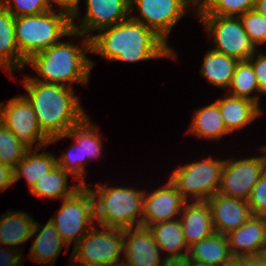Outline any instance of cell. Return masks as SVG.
Returning <instances> with one entry per match:
<instances>
[{
  "mask_svg": "<svg viewBox=\"0 0 266 266\" xmlns=\"http://www.w3.org/2000/svg\"><path fill=\"white\" fill-rule=\"evenodd\" d=\"M90 37L91 53L107 61L136 63L150 59L177 60V51L154 31L130 16Z\"/></svg>",
  "mask_w": 266,
  "mask_h": 266,
  "instance_id": "obj_1",
  "label": "cell"
},
{
  "mask_svg": "<svg viewBox=\"0 0 266 266\" xmlns=\"http://www.w3.org/2000/svg\"><path fill=\"white\" fill-rule=\"evenodd\" d=\"M72 37H79L81 46L70 41H60L35 55L25 65L32 67L37 77L24 76L23 80H37L43 83L59 84L73 88L74 83L88 85L95 63L86 54L91 53L90 38L72 30ZM40 77V78H39Z\"/></svg>",
  "mask_w": 266,
  "mask_h": 266,
  "instance_id": "obj_2",
  "label": "cell"
},
{
  "mask_svg": "<svg viewBox=\"0 0 266 266\" xmlns=\"http://www.w3.org/2000/svg\"><path fill=\"white\" fill-rule=\"evenodd\" d=\"M24 95L36 114L42 131L51 139L64 135L86 115L73 88L43 83L37 80H23Z\"/></svg>",
  "mask_w": 266,
  "mask_h": 266,
  "instance_id": "obj_3",
  "label": "cell"
},
{
  "mask_svg": "<svg viewBox=\"0 0 266 266\" xmlns=\"http://www.w3.org/2000/svg\"><path fill=\"white\" fill-rule=\"evenodd\" d=\"M89 185L94 199L95 222L109 228L129 229L142 226L144 189L97 183Z\"/></svg>",
  "mask_w": 266,
  "mask_h": 266,
  "instance_id": "obj_4",
  "label": "cell"
},
{
  "mask_svg": "<svg viewBox=\"0 0 266 266\" xmlns=\"http://www.w3.org/2000/svg\"><path fill=\"white\" fill-rule=\"evenodd\" d=\"M14 30L17 47L26 61L60 42L62 37H71L72 16L56 8L43 14L19 16L15 18Z\"/></svg>",
  "mask_w": 266,
  "mask_h": 266,
  "instance_id": "obj_5",
  "label": "cell"
},
{
  "mask_svg": "<svg viewBox=\"0 0 266 266\" xmlns=\"http://www.w3.org/2000/svg\"><path fill=\"white\" fill-rule=\"evenodd\" d=\"M86 115L78 124L70 128L66 134L54 136L50 139V144L63 138H73L72 145L57 158V165L64 169L80 186H88L85 181L87 173L85 165L90 160H97L102 157L103 142L102 135L99 133V127L91 122Z\"/></svg>",
  "mask_w": 266,
  "mask_h": 266,
  "instance_id": "obj_6",
  "label": "cell"
},
{
  "mask_svg": "<svg viewBox=\"0 0 266 266\" xmlns=\"http://www.w3.org/2000/svg\"><path fill=\"white\" fill-rule=\"evenodd\" d=\"M224 162L213 156L188 162L175 168L169 180L186 202L207 201L218 192Z\"/></svg>",
  "mask_w": 266,
  "mask_h": 266,
  "instance_id": "obj_7",
  "label": "cell"
},
{
  "mask_svg": "<svg viewBox=\"0 0 266 266\" xmlns=\"http://www.w3.org/2000/svg\"><path fill=\"white\" fill-rule=\"evenodd\" d=\"M123 250L124 229L94 225L73 247L69 266H114L122 263Z\"/></svg>",
  "mask_w": 266,
  "mask_h": 266,
  "instance_id": "obj_8",
  "label": "cell"
},
{
  "mask_svg": "<svg viewBox=\"0 0 266 266\" xmlns=\"http://www.w3.org/2000/svg\"><path fill=\"white\" fill-rule=\"evenodd\" d=\"M50 218L59 235L70 246H74L89 232L95 222L93 195L88 186H80L72 195L65 197Z\"/></svg>",
  "mask_w": 266,
  "mask_h": 266,
  "instance_id": "obj_9",
  "label": "cell"
},
{
  "mask_svg": "<svg viewBox=\"0 0 266 266\" xmlns=\"http://www.w3.org/2000/svg\"><path fill=\"white\" fill-rule=\"evenodd\" d=\"M204 25L215 51L245 61L258 49L251 43L240 17L201 15L198 17ZM212 38V39H211Z\"/></svg>",
  "mask_w": 266,
  "mask_h": 266,
  "instance_id": "obj_10",
  "label": "cell"
},
{
  "mask_svg": "<svg viewBox=\"0 0 266 266\" xmlns=\"http://www.w3.org/2000/svg\"><path fill=\"white\" fill-rule=\"evenodd\" d=\"M0 113L1 123L10 129L18 142L28 150H33L34 146L37 149L50 145V138L40 128L36 114L24 95H17L7 103L0 102Z\"/></svg>",
  "mask_w": 266,
  "mask_h": 266,
  "instance_id": "obj_11",
  "label": "cell"
},
{
  "mask_svg": "<svg viewBox=\"0 0 266 266\" xmlns=\"http://www.w3.org/2000/svg\"><path fill=\"white\" fill-rule=\"evenodd\" d=\"M259 156L233 159L226 158L217 193L248 201L253 186L266 170V153Z\"/></svg>",
  "mask_w": 266,
  "mask_h": 266,
  "instance_id": "obj_12",
  "label": "cell"
},
{
  "mask_svg": "<svg viewBox=\"0 0 266 266\" xmlns=\"http://www.w3.org/2000/svg\"><path fill=\"white\" fill-rule=\"evenodd\" d=\"M129 8L132 19L154 31L168 45L170 32L189 13L180 0H130Z\"/></svg>",
  "mask_w": 266,
  "mask_h": 266,
  "instance_id": "obj_13",
  "label": "cell"
},
{
  "mask_svg": "<svg viewBox=\"0 0 266 266\" xmlns=\"http://www.w3.org/2000/svg\"><path fill=\"white\" fill-rule=\"evenodd\" d=\"M129 2L130 0H85L86 13L83 17L80 11L72 15V28L90 38L93 32L126 20L130 16ZM75 22L81 24L77 25Z\"/></svg>",
  "mask_w": 266,
  "mask_h": 266,
  "instance_id": "obj_14",
  "label": "cell"
},
{
  "mask_svg": "<svg viewBox=\"0 0 266 266\" xmlns=\"http://www.w3.org/2000/svg\"><path fill=\"white\" fill-rule=\"evenodd\" d=\"M162 254L149 228L138 226L124 229L123 264L166 266L169 262Z\"/></svg>",
  "mask_w": 266,
  "mask_h": 266,
  "instance_id": "obj_15",
  "label": "cell"
},
{
  "mask_svg": "<svg viewBox=\"0 0 266 266\" xmlns=\"http://www.w3.org/2000/svg\"><path fill=\"white\" fill-rule=\"evenodd\" d=\"M150 192L145 190L144 194L143 227L148 228L159 222L179 218L186 201L169 179L167 183Z\"/></svg>",
  "mask_w": 266,
  "mask_h": 266,
  "instance_id": "obj_16",
  "label": "cell"
},
{
  "mask_svg": "<svg viewBox=\"0 0 266 266\" xmlns=\"http://www.w3.org/2000/svg\"><path fill=\"white\" fill-rule=\"evenodd\" d=\"M207 202L211 208L216 233L229 234L245 224L252 216L248 201L216 193Z\"/></svg>",
  "mask_w": 266,
  "mask_h": 266,
  "instance_id": "obj_17",
  "label": "cell"
},
{
  "mask_svg": "<svg viewBox=\"0 0 266 266\" xmlns=\"http://www.w3.org/2000/svg\"><path fill=\"white\" fill-rule=\"evenodd\" d=\"M230 251L234 258L256 256L266 244V216H254L227 234Z\"/></svg>",
  "mask_w": 266,
  "mask_h": 266,
  "instance_id": "obj_18",
  "label": "cell"
},
{
  "mask_svg": "<svg viewBox=\"0 0 266 266\" xmlns=\"http://www.w3.org/2000/svg\"><path fill=\"white\" fill-rule=\"evenodd\" d=\"M35 237L31 244L28 259L44 266L53 265L57 260L63 247L68 252L69 245L59 235L54 224L47 221L42 225L35 221L32 238Z\"/></svg>",
  "mask_w": 266,
  "mask_h": 266,
  "instance_id": "obj_19",
  "label": "cell"
},
{
  "mask_svg": "<svg viewBox=\"0 0 266 266\" xmlns=\"http://www.w3.org/2000/svg\"><path fill=\"white\" fill-rule=\"evenodd\" d=\"M188 247L212 235L211 208L207 201L186 202L179 215Z\"/></svg>",
  "mask_w": 266,
  "mask_h": 266,
  "instance_id": "obj_20",
  "label": "cell"
},
{
  "mask_svg": "<svg viewBox=\"0 0 266 266\" xmlns=\"http://www.w3.org/2000/svg\"><path fill=\"white\" fill-rule=\"evenodd\" d=\"M148 228L168 262H184L187 259L189 247L179 218L159 222Z\"/></svg>",
  "mask_w": 266,
  "mask_h": 266,
  "instance_id": "obj_21",
  "label": "cell"
},
{
  "mask_svg": "<svg viewBox=\"0 0 266 266\" xmlns=\"http://www.w3.org/2000/svg\"><path fill=\"white\" fill-rule=\"evenodd\" d=\"M15 17L0 5V69L15 80L14 71L23 73L25 61L19 52L14 30Z\"/></svg>",
  "mask_w": 266,
  "mask_h": 266,
  "instance_id": "obj_22",
  "label": "cell"
},
{
  "mask_svg": "<svg viewBox=\"0 0 266 266\" xmlns=\"http://www.w3.org/2000/svg\"><path fill=\"white\" fill-rule=\"evenodd\" d=\"M233 259L227 235L214 232L190 246L186 260L209 266H230Z\"/></svg>",
  "mask_w": 266,
  "mask_h": 266,
  "instance_id": "obj_23",
  "label": "cell"
},
{
  "mask_svg": "<svg viewBox=\"0 0 266 266\" xmlns=\"http://www.w3.org/2000/svg\"><path fill=\"white\" fill-rule=\"evenodd\" d=\"M227 131L231 134L252 124L262 115V109L256 103L227 94L216 99Z\"/></svg>",
  "mask_w": 266,
  "mask_h": 266,
  "instance_id": "obj_24",
  "label": "cell"
},
{
  "mask_svg": "<svg viewBox=\"0 0 266 266\" xmlns=\"http://www.w3.org/2000/svg\"><path fill=\"white\" fill-rule=\"evenodd\" d=\"M186 133L195 135L202 140H221L223 136L229 135L222 115L216 101L195 109L190 126Z\"/></svg>",
  "mask_w": 266,
  "mask_h": 266,
  "instance_id": "obj_25",
  "label": "cell"
},
{
  "mask_svg": "<svg viewBox=\"0 0 266 266\" xmlns=\"http://www.w3.org/2000/svg\"><path fill=\"white\" fill-rule=\"evenodd\" d=\"M35 219L23 211H9L0 217V245L12 246L15 250L22 251L16 247L25 243L32 237ZM14 246V247H13ZM18 248V249H17Z\"/></svg>",
  "mask_w": 266,
  "mask_h": 266,
  "instance_id": "obj_26",
  "label": "cell"
},
{
  "mask_svg": "<svg viewBox=\"0 0 266 266\" xmlns=\"http://www.w3.org/2000/svg\"><path fill=\"white\" fill-rule=\"evenodd\" d=\"M238 62L236 58L211 48L205 53L199 72L209 85L227 90Z\"/></svg>",
  "mask_w": 266,
  "mask_h": 266,
  "instance_id": "obj_27",
  "label": "cell"
},
{
  "mask_svg": "<svg viewBox=\"0 0 266 266\" xmlns=\"http://www.w3.org/2000/svg\"><path fill=\"white\" fill-rule=\"evenodd\" d=\"M41 149L42 147L28 150L24 158L19 161L14 168V183L23 177L30 189L57 165V157L48 151L39 153Z\"/></svg>",
  "mask_w": 266,
  "mask_h": 266,
  "instance_id": "obj_28",
  "label": "cell"
},
{
  "mask_svg": "<svg viewBox=\"0 0 266 266\" xmlns=\"http://www.w3.org/2000/svg\"><path fill=\"white\" fill-rule=\"evenodd\" d=\"M68 177L70 178V175L60 166L56 165L48 175L34 183L28 189V192H30L31 196L39 198L63 200L80 188L79 183L68 187Z\"/></svg>",
  "mask_w": 266,
  "mask_h": 266,
  "instance_id": "obj_29",
  "label": "cell"
},
{
  "mask_svg": "<svg viewBox=\"0 0 266 266\" xmlns=\"http://www.w3.org/2000/svg\"><path fill=\"white\" fill-rule=\"evenodd\" d=\"M227 92L229 95L248 99L260 107V97L265 94L260 90L254 69L248 60L237 63Z\"/></svg>",
  "mask_w": 266,
  "mask_h": 266,
  "instance_id": "obj_30",
  "label": "cell"
},
{
  "mask_svg": "<svg viewBox=\"0 0 266 266\" xmlns=\"http://www.w3.org/2000/svg\"><path fill=\"white\" fill-rule=\"evenodd\" d=\"M27 151L28 149L18 142L14 133L1 123L0 163L14 169L19 161L24 158Z\"/></svg>",
  "mask_w": 266,
  "mask_h": 266,
  "instance_id": "obj_31",
  "label": "cell"
},
{
  "mask_svg": "<svg viewBox=\"0 0 266 266\" xmlns=\"http://www.w3.org/2000/svg\"><path fill=\"white\" fill-rule=\"evenodd\" d=\"M243 28L256 49L266 43V17L251 9L239 16ZM258 47V48H257Z\"/></svg>",
  "mask_w": 266,
  "mask_h": 266,
  "instance_id": "obj_32",
  "label": "cell"
},
{
  "mask_svg": "<svg viewBox=\"0 0 266 266\" xmlns=\"http://www.w3.org/2000/svg\"><path fill=\"white\" fill-rule=\"evenodd\" d=\"M255 0H212L203 15L235 16L239 17L253 9Z\"/></svg>",
  "mask_w": 266,
  "mask_h": 266,
  "instance_id": "obj_33",
  "label": "cell"
},
{
  "mask_svg": "<svg viewBox=\"0 0 266 266\" xmlns=\"http://www.w3.org/2000/svg\"><path fill=\"white\" fill-rule=\"evenodd\" d=\"M1 6L8 10L15 18L43 14L52 9L47 0H1Z\"/></svg>",
  "mask_w": 266,
  "mask_h": 266,
  "instance_id": "obj_34",
  "label": "cell"
},
{
  "mask_svg": "<svg viewBox=\"0 0 266 266\" xmlns=\"http://www.w3.org/2000/svg\"><path fill=\"white\" fill-rule=\"evenodd\" d=\"M248 205L252 215L266 216V170L253 186Z\"/></svg>",
  "mask_w": 266,
  "mask_h": 266,
  "instance_id": "obj_35",
  "label": "cell"
},
{
  "mask_svg": "<svg viewBox=\"0 0 266 266\" xmlns=\"http://www.w3.org/2000/svg\"><path fill=\"white\" fill-rule=\"evenodd\" d=\"M247 60L252 64L258 86L266 96V53L258 49Z\"/></svg>",
  "mask_w": 266,
  "mask_h": 266,
  "instance_id": "obj_36",
  "label": "cell"
},
{
  "mask_svg": "<svg viewBox=\"0 0 266 266\" xmlns=\"http://www.w3.org/2000/svg\"><path fill=\"white\" fill-rule=\"evenodd\" d=\"M21 260L22 252L0 245V266H20Z\"/></svg>",
  "mask_w": 266,
  "mask_h": 266,
  "instance_id": "obj_37",
  "label": "cell"
},
{
  "mask_svg": "<svg viewBox=\"0 0 266 266\" xmlns=\"http://www.w3.org/2000/svg\"><path fill=\"white\" fill-rule=\"evenodd\" d=\"M182 6L190 12L191 10L197 14V18L206 13L212 0H180ZM191 7V9H190ZM193 7V8H192ZM189 8V9H188Z\"/></svg>",
  "mask_w": 266,
  "mask_h": 266,
  "instance_id": "obj_38",
  "label": "cell"
},
{
  "mask_svg": "<svg viewBox=\"0 0 266 266\" xmlns=\"http://www.w3.org/2000/svg\"><path fill=\"white\" fill-rule=\"evenodd\" d=\"M47 2L52 9L57 6V10L60 8V10L69 13L71 16L80 10V0H47Z\"/></svg>",
  "mask_w": 266,
  "mask_h": 266,
  "instance_id": "obj_39",
  "label": "cell"
},
{
  "mask_svg": "<svg viewBox=\"0 0 266 266\" xmlns=\"http://www.w3.org/2000/svg\"><path fill=\"white\" fill-rule=\"evenodd\" d=\"M14 183V169L0 163V191L3 192Z\"/></svg>",
  "mask_w": 266,
  "mask_h": 266,
  "instance_id": "obj_40",
  "label": "cell"
},
{
  "mask_svg": "<svg viewBox=\"0 0 266 266\" xmlns=\"http://www.w3.org/2000/svg\"><path fill=\"white\" fill-rule=\"evenodd\" d=\"M230 266H265L262 259L256 256H241L233 259Z\"/></svg>",
  "mask_w": 266,
  "mask_h": 266,
  "instance_id": "obj_41",
  "label": "cell"
},
{
  "mask_svg": "<svg viewBox=\"0 0 266 266\" xmlns=\"http://www.w3.org/2000/svg\"><path fill=\"white\" fill-rule=\"evenodd\" d=\"M253 9L266 17V0H255Z\"/></svg>",
  "mask_w": 266,
  "mask_h": 266,
  "instance_id": "obj_42",
  "label": "cell"
},
{
  "mask_svg": "<svg viewBox=\"0 0 266 266\" xmlns=\"http://www.w3.org/2000/svg\"><path fill=\"white\" fill-rule=\"evenodd\" d=\"M258 256L262 259L264 265L266 266V244L262 247Z\"/></svg>",
  "mask_w": 266,
  "mask_h": 266,
  "instance_id": "obj_43",
  "label": "cell"
},
{
  "mask_svg": "<svg viewBox=\"0 0 266 266\" xmlns=\"http://www.w3.org/2000/svg\"><path fill=\"white\" fill-rule=\"evenodd\" d=\"M185 266H209V265H203V264H198V263H193V262H188L187 260H185L184 262H182Z\"/></svg>",
  "mask_w": 266,
  "mask_h": 266,
  "instance_id": "obj_44",
  "label": "cell"
},
{
  "mask_svg": "<svg viewBox=\"0 0 266 266\" xmlns=\"http://www.w3.org/2000/svg\"><path fill=\"white\" fill-rule=\"evenodd\" d=\"M166 266H185L182 262H169Z\"/></svg>",
  "mask_w": 266,
  "mask_h": 266,
  "instance_id": "obj_45",
  "label": "cell"
},
{
  "mask_svg": "<svg viewBox=\"0 0 266 266\" xmlns=\"http://www.w3.org/2000/svg\"><path fill=\"white\" fill-rule=\"evenodd\" d=\"M114 266H127V265H125V264H123V263H119V264H116V265H114Z\"/></svg>",
  "mask_w": 266,
  "mask_h": 266,
  "instance_id": "obj_46",
  "label": "cell"
},
{
  "mask_svg": "<svg viewBox=\"0 0 266 266\" xmlns=\"http://www.w3.org/2000/svg\"><path fill=\"white\" fill-rule=\"evenodd\" d=\"M262 148L265 150V153H266V145L262 146Z\"/></svg>",
  "mask_w": 266,
  "mask_h": 266,
  "instance_id": "obj_47",
  "label": "cell"
}]
</instances>
